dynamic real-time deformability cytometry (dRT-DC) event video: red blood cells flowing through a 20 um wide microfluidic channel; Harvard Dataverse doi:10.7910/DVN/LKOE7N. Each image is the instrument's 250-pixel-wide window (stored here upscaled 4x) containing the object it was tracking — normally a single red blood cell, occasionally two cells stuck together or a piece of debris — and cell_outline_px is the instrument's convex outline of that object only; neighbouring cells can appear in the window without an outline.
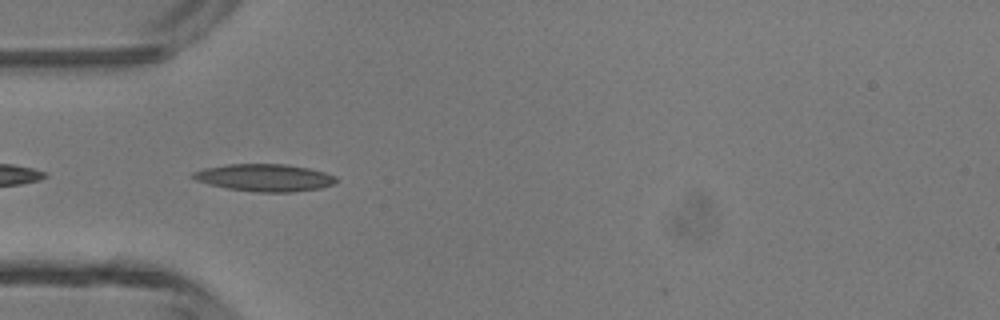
{"species": "common noctule bat (a hibernating species)", "species_latin": "Nyctalus noctula", "temperature_condition": "room temperature", "stored_images_in_passage": 30, "camera_frame_rate_fps": 3000, "um_per_image_px": 0.085, "animal": {"sex": "male", "body_mass_g": 13.3}, "frame": {"image": 1, "passage_image": 2, "time_ms": 0.333, "image_size_px": [1000, 320], "cell_outline_px": [[336, 180], [332, 184], [320, 188], [292, 192], [256, 192], [228, 188], [208, 184], [196, 180], [188, 176], [192, 172], [204, 168], [228, 164], [284, 164], [308, 168], [324, 172], [336, 176]], "centroid_in_image_um": [22.44, 15.1], "position_along_channel_um": 62.6, "area_um2": 22.72}}
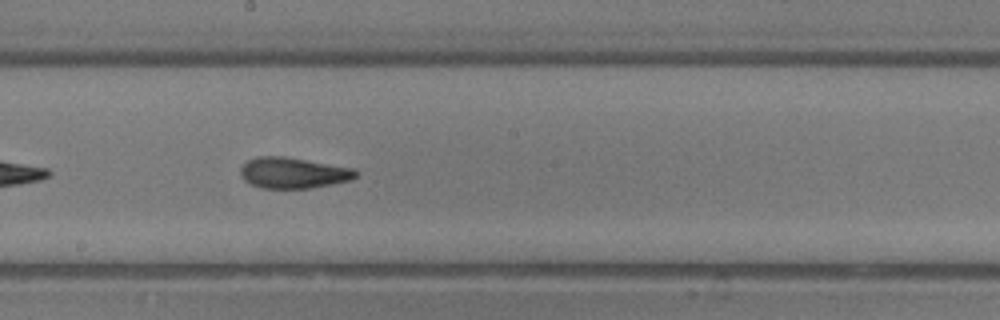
{"frame": {"image": 2, "passage_image": 13, "time_ms": 4.0, "image_size_px": [1000, 320], "cell_outline_px": [[360, 172], [352, 180], [312, 188], [260, 188], [244, 180], [240, 176], [240, 168], [248, 160], [256, 156], [284, 156], [356, 168]], "centroid_in_image_um": [24.95, 14.69], "position_along_channel_um": 223.2, "area_um2": 21.04}}
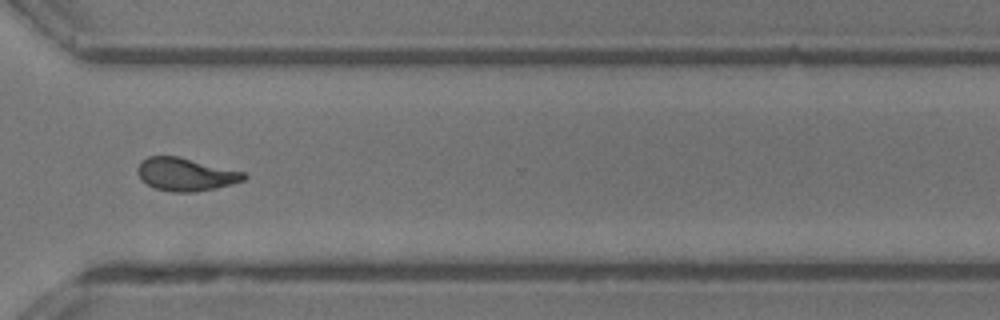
{"frame": {"image": 3, "passage_image": 22, "time_ms": 7.0, "image_size_px": [1000, 320], "cell_outline_px": [[248, 176], [244, 180], [232, 184], [216, 188], [196, 192], [172, 192], [156, 188], [140, 180], [136, 172], [136, 168], [148, 156], [176, 156], [244, 172]], "centroid_in_image_um": [15.77, 14.83], "position_along_channel_um": 354.8, "area_um2": 20.29}, "authors_computed_cell_mechanics": {"area_um2": 20.5768, "velocity_mm_per_s": 4.4093, "shape_relaxation_time_tau1_ms": 5.563, "shape_relaxation_time_tau2_ms": 2.054, "deformation_change_tau1": 0.1832, "deformation_change_tau2": 0.1029}}